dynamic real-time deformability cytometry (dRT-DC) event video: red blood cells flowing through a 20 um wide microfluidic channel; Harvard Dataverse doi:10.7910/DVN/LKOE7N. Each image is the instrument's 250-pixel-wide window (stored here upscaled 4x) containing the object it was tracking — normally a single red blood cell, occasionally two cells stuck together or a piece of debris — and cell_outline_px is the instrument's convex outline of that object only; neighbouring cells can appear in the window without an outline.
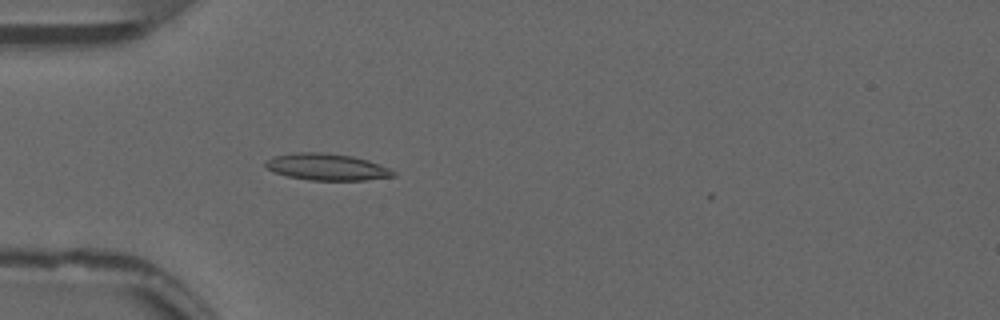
{"species": "common noctule bat (a hibernating species)", "species_latin": "Nyctalus noctula", "temperature_condition": "warm", "stored_images_in_passage": 51, "camera_frame_rate_fps": 3000, "um_per_image_px": 0.085, "animal": {"sex": "male", "forearm_length_mm": 52.5}, "frame": {"image": 1, "passage_image": 17, "time_ms": 5.333, "image_size_px": [1000, 320], "cell_outline_px": [[396, 176], [364, 180], [308, 180], [288, 176], [276, 172], [268, 168], [264, 164], [264, 160], [272, 156], [292, 152], [324, 152], [352, 156], [368, 160], [380, 164], [396, 172]], "centroid_in_image_um": [27.76, 14.18], "position_along_channel_um": 57.2, "area_um2": 20.0}}
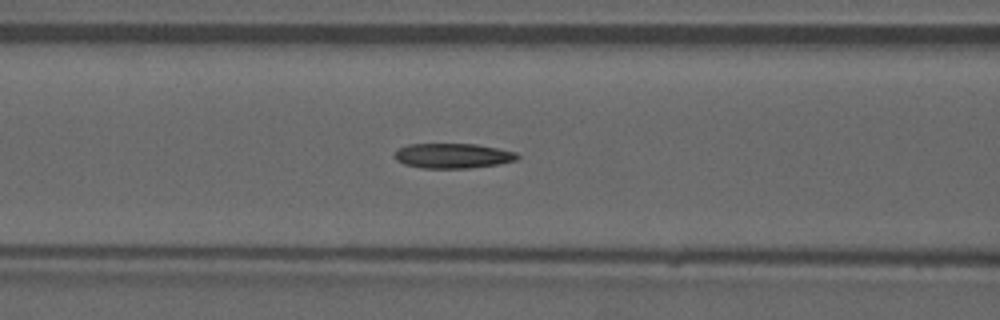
{"frame": {"image": 2, "passage_image": 23, "time_ms": 7.333, "image_size_px": [1000, 320], "cell_outline_px": [[520, 156], [516, 160], [500, 164], [468, 168], [420, 168], [404, 164], [396, 160], [396, 152], [400, 148], [408, 144], [476, 144], [516, 152]], "centroid_in_image_um": [38.51, 13.25], "position_along_channel_um": 128.1, "area_um2": 17.74}}
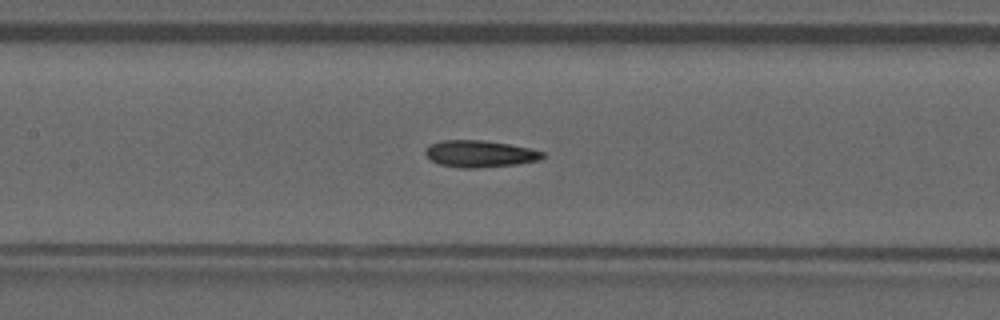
{"frame": {"image": 3, "passage_image": 26, "time_ms": 8.333, "image_size_px": [1000, 320], "cell_outline_px": [[544, 156], [540, 160], [516, 164], [476, 168], [460, 168], [440, 164], [432, 160], [424, 152], [424, 148], [428, 144], [440, 140], [484, 140], [532, 148], [544, 152]], "centroid_in_image_um": [40.77, 13.06], "position_along_channel_um": 166.6, "area_um2": 18.44}, "authors_computed_cell_mechanics": {"area_um2": 18.1492, "velocity_mm_per_s": 3.8399, "shape_relaxation_time_tau1_ms": null, "shape_relaxation_time_tau2_ms": 4.2008, "deformation_change_tau1": null, "deformation_change_tau2": 0.1303}}